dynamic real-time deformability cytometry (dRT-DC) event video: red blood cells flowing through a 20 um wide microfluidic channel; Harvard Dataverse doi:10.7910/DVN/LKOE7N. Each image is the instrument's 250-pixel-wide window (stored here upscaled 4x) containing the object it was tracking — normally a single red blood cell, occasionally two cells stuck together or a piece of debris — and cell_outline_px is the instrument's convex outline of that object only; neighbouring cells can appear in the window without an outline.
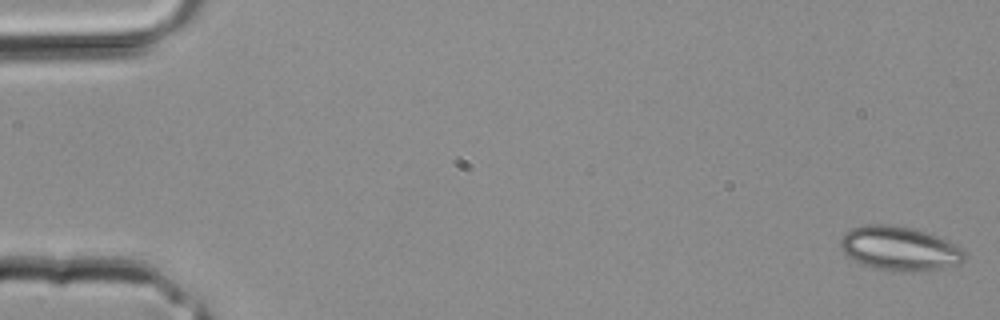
{"species": "common noctule bat (a hibernating species)", "species_latin": "Nyctalus noctula", "temperature_condition": "room temperature", "stored_images_in_passage": 4, "camera_frame_rate_fps": 3000, "um_per_image_px": 0.085, "animal": {"sex": "male", "body_mass_g": 20.4}, "frame": {"image": 1, "passage_image": 1, "time_ms": 0.0, "image_size_px": [1000, 320], "cell_outline_px": [[968, 252], [964, 260], [960, 264], [940, 268], [916, 272], [900, 272], [876, 268], [852, 260], [844, 252], [840, 244], [840, 240], [852, 228], [868, 224], [888, 224], [912, 228], [936, 236]], "centroid_in_image_um": [76.47, 21.14], "position_along_channel_um": 8.5, "area_um2": 31.62}}